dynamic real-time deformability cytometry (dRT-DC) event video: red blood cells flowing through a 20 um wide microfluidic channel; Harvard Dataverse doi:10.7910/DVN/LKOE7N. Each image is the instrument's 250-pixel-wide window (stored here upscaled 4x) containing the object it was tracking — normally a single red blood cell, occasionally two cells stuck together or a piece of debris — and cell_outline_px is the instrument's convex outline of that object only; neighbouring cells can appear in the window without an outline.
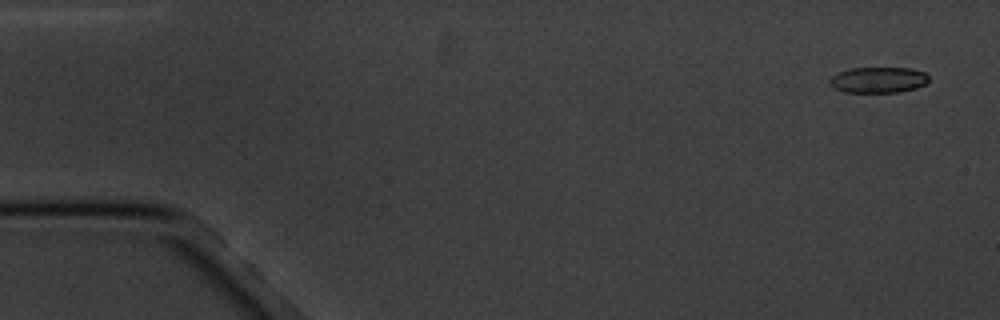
{"species": "common noctule bat (a hibernating species)", "species_latin": "Nyctalus noctula", "temperature_condition": "cold", "stored_images_in_passage": 4, "camera_frame_rate_fps": 3000, "um_per_image_px": 0.085, "animal": {"sex": "male", "body_mass_g": 20.1, "forearm_length_mm": 53.5}, "frame": {"image": 1, "passage_image": 1, "time_ms": 0.0, "image_size_px": [1000, 320], "cell_outline_px": [[928, 80], [924, 84], [916, 88], [900, 92], [844, 92], [828, 84], [828, 80], [832, 76], [848, 68], [912, 68], [924, 72], [928, 76]], "centroid_in_image_um": [74.64, 6.79], "position_along_channel_um": 10.4, "area_um2": 14.91}}